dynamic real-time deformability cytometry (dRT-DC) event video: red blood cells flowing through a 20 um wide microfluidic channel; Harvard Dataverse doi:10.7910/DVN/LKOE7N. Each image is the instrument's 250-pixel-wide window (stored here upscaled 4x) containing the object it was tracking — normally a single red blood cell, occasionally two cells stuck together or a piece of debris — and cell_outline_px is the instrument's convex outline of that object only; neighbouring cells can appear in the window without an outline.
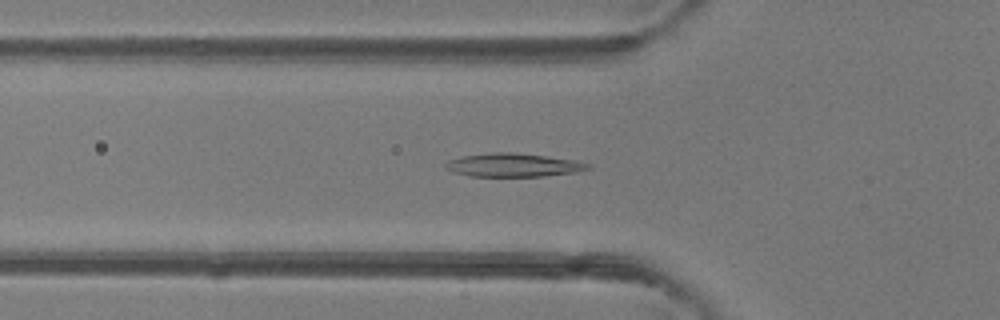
{"species": "common noctule bat (a hibernating species)", "species_latin": "Nyctalus noctula", "temperature_condition": "room temperature", "stored_images_in_passage": 49, "camera_frame_rate_fps": 3000, "um_per_image_px": 0.085, "animal": {"sex": "female"}, "frame": {"image": 1, "passage_image": 17, "time_ms": 5.333, "image_size_px": [1000, 320], "cell_outline_px": [[592, 168], [576, 172], [544, 176], [472, 176], [452, 172], [444, 168], [444, 164], [448, 160], [464, 156], [488, 152], [512, 152], [576, 160], [588, 164]], "centroid_in_image_um": [43.6, 14.03], "position_along_channel_um": 82.2, "area_um2": 19.42}}
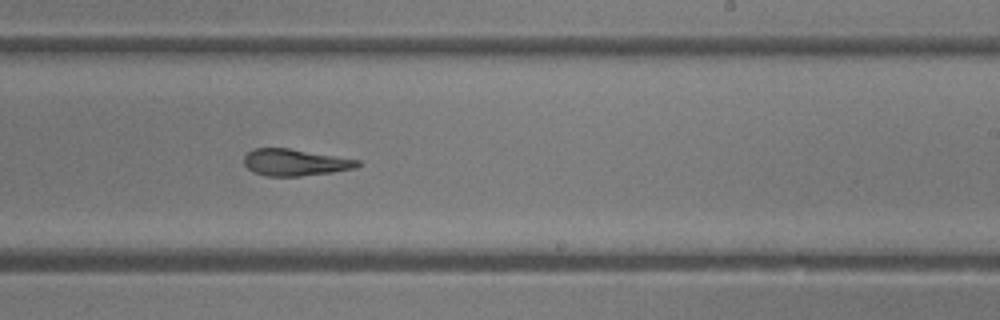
{"frame": {"image": 2, "passage_image": 30, "time_ms": 9.667, "image_size_px": [1000, 320], "cell_outline_px": [[360, 164], [356, 168], [332, 172], [300, 176], [268, 176], [252, 172], [244, 164], [244, 156], [248, 152], [256, 148], [288, 148], [360, 160]], "centroid_in_image_um": [25.06, 13.81], "position_along_channel_um": 263.9, "area_um2": 17.57}}
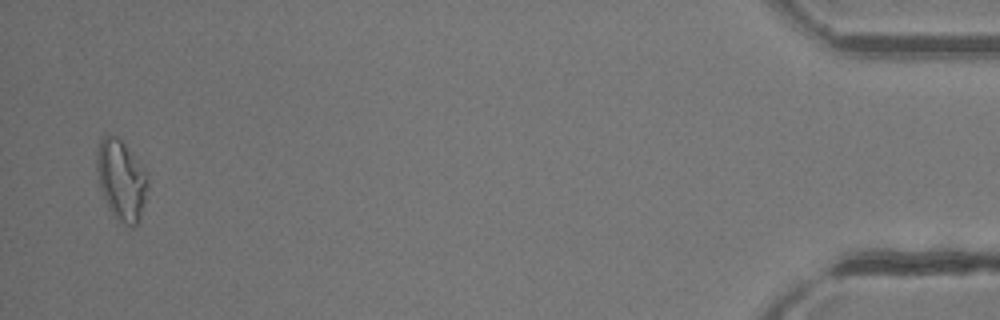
{"frame": {"image": 3, "passage_image": 48, "time_ms": 15.667, "image_size_px": [1000, 320], "cell_outline_px": [[148, 184], [144, 200], [136, 224], [132, 228], [124, 224], [116, 216], [108, 204], [100, 188], [96, 168], [96, 152], [100, 140], [104, 136], [120, 136], [132, 152], [148, 176]], "centroid_in_image_um": [10.29, 15.22], "position_along_channel_um": 424.9, "area_um2": 23.35}, "authors_computed_cell_mechanics": {"area_um2": 19.5364, "velocity_mm_per_s": 4.1842, "shape_relaxation_time_tau1_ms": 8.7085, "shape_relaxation_time_tau2_ms": 2.1228, "deformation_change_tau1": 0.2375, "deformation_change_tau2": 0.0932}}